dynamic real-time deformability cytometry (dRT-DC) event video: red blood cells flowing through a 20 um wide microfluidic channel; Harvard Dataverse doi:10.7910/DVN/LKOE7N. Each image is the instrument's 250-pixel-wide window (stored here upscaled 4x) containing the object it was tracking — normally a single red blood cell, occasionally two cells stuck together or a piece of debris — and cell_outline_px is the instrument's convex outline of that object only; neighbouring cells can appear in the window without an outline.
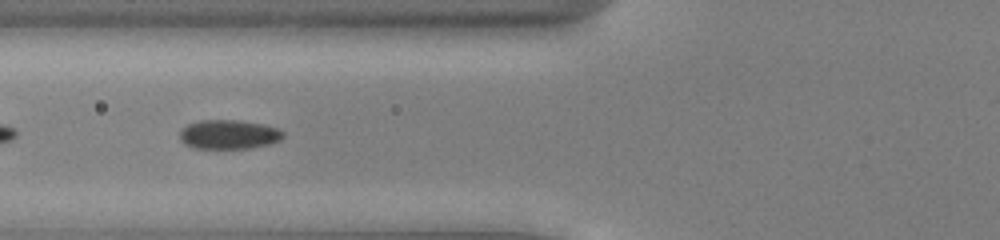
{"species": "common noctule bat (a hibernating species)", "species_latin": "Nyctalus noctula", "temperature_condition": "cold", "stored_images_in_passage": 12, "camera_frame_rate_fps": 3000, "um_per_image_px": 0.085, "animal": {"sex": "male", "body_mass_g": 13.0, "forearm_length_mm": 53.1}, "frame": {"image": 1, "passage_image": 6, "time_ms": 1.667, "image_size_px": [1000, 240], "cell_outline_px": [[284, 136], [280, 140], [268, 144], [252, 148], [192, 148], [184, 144], [180, 140], [180, 128], [188, 124], [200, 120], [236, 120], [260, 124], [276, 128], [284, 132]], "centroid_in_image_um": [19.4, 11.43], "position_along_channel_um": 106.4, "area_um2": 17.57}}
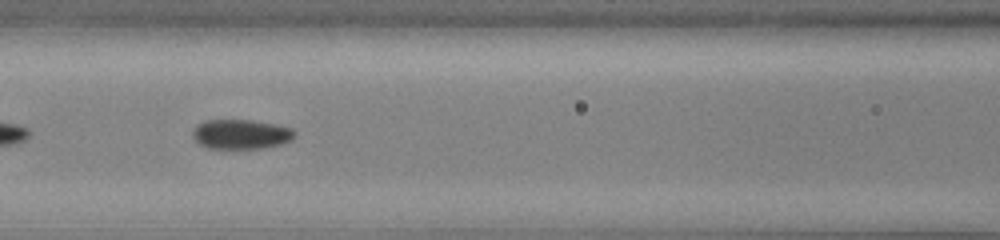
{"frame": {"image": 2, "passage_image": 9, "time_ms": 2.667, "image_size_px": [1000, 240], "cell_outline_px": [[296, 136], [292, 140], [280, 144], [264, 148], [208, 148], [200, 144], [192, 136], [192, 132], [196, 124], [204, 120], [252, 120], [276, 124], [292, 128], [296, 132]], "centroid_in_image_um": [20.5, 11.4], "position_along_channel_um": 146.1, "area_um2": 17.74}}